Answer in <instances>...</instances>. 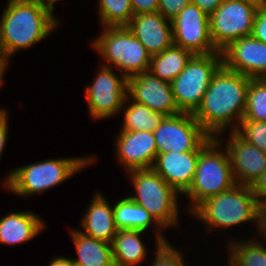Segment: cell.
Wrapping results in <instances>:
<instances>
[{
	"label": "cell",
	"instance_id": "cell-30",
	"mask_svg": "<svg viewBox=\"0 0 266 266\" xmlns=\"http://www.w3.org/2000/svg\"><path fill=\"white\" fill-rule=\"evenodd\" d=\"M169 242L156 244V255L152 266H185L182 254Z\"/></svg>",
	"mask_w": 266,
	"mask_h": 266
},
{
	"label": "cell",
	"instance_id": "cell-2",
	"mask_svg": "<svg viewBox=\"0 0 266 266\" xmlns=\"http://www.w3.org/2000/svg\"><path fill=\"white\" fill-rule=\"evenodd\" d=\"M53 10L39 0H9L0 20V55L8 59L45 39L58 25Z\"/></svg>",
	"mask_w": 266,
	"mask_h": 266
},
{
	"label": "cell",
	"instance_id": "cell-6",
	"mask_svg": "<svg viewBox=\"0 0 266 266\" xmlns=\"http://www.w3.org/2000/svg\"><path fill=\"white\" fill-rule=\"evenodd\" d=\"M219 138L213 137L199 153L193 182L183 194L192 201L190 211L193 212L203 201L228 191L236 185L230 158L225 148L222 153Z\"/></svg>",
	"mask_w": 266,
	"mask_h": 266
},
{
	"label": "cell",
	"instance_id": "cell-8",
	"mask_svg": "<svg viewBox=\"0 0 266 266\" xmlns=\"http://www.w3.org/2000/svg\"><path fill=\"white\" fill-rule=\"evenodd\" d=\"M223 65L220 51L194 55L180 74L170 83L176 104L182 113L194 114L213 75Z\"/></svg>",
	"mask_w": 266,
	"mask_h": 266
},
{
	"label": "cell",
	"instance_id": "cell-37",
	"mask_svg": "<svg viewBox=\"0 0 266 266\" xmlns=\"http://www.w3.org/2000/svg\"><path fill=\"white\" fill-rule=\"evenodd\" d=\"M259 232L266 241V203L260 206V229Z\"/></svg>",
	"mask_w": 266,
	"mask_h": 266
},
{
	"label": "cell",
	"instance_id": "cell-18",
	"mask_svg": "<svg viewBox=\"0 0 266 266\" xmlns=\"http://www.w3.org/2000/svg\"><path fill=\"white\" fill-rule=\"evenodd\" d=\"M127 27L151 56L163 52L174 44L172 23L160 12L134 15Z\"/></svg>",
	"mask_w": 266,
	"mask_h": 266
},
{
	"label": "cell",
	"instance_id": "cell-42",
	"mask_svg": "<svg viewBox=\"0 0 266 266\" xmlns=\"http://www.w3.org/2000/svg\"><path fill=\"white\" fill-rule=\"evenodd\" d=\"M73 266H84V265L77 264V263H74V262H73Z\"/></svg>",
	"mask_w": 266,
	"mask_h": 266
},
{
	"label": "cell",
	"instance_id": "cell-15",
	"mask_svg": "<svg viewBox=\"0 0 266 266\" xmlns=\"http://www.w3.org/2000/svg\"><path fill=\"white\" fill-rule=\"evenodd\" d=\"M225 148L236 184L252 186L266 171V154L231 131Z\"/></svg>",
	"mask_w": 266,
	"mask_h": 266
},
{
	"label": "cell",
	"instance_id": "cell-26",
	"mask_svg": "<svg viewBox=\"0 0 266 266\" xmlns=\"http://www.w3.org/2000/svg\"><path fill=\"white\" fill-rule=\"evenodd\" d=\"M254 240L231 241L229 266H266V246ZM231 246V247H230Z\"/></svg>",
	"mask_w": 266,
	"mask_h": 266
},
{
	"label": "cell",
	"instance_id": "cell-31",
	"mask_svg": "<svg viewBox=\"0 0 266 266\" xmlns=\"http://www.w3.org/2000/svg\"><path fill=\"white\" fill-rule=\"evenodd\" d=\"M190 2L191 0H159L158 12L171 21Z\"/></svg>",
	"mask_w": 266,
	"mask_h": 266
},
{
	"label": "cell",
	"instance_id": "cell-10",
	"mask_svg": "<svg viewBox=\"0 0 266 266\" xmlns=\"http://www.w3.org/2000/svg\"><path fill=\"white\" fill-rule=\"evenodd\" d=\"M153 134L157 154L201 150L213 138L191 113L165 116Z\"/></svg>",
	"mask_w": 266,
	"mask_h": 266
},
{
	"label": "cell",
	"instance_id": "cell-17",
	"mask_svg": "<svg viewBox=\"0 0 266 266\" xmlns=\"http://www.w3.org/2000/svg\"><path fill=\"white\" fill-rule=\"evenodd\" d=\"M200 150L157 154L153 169L179 194L191 186Z\"/></svg>",
	"mask_w": 266,
	"mask_h": 266
},
{
	"label": "cell",
	"instance_id": "cell-35",
	"mask_svg": "<svg viewBox=\"0 0 266 266\" xmlns=\"http://www.w3.org/2000/svg\"><path fill=\"white\" fill-rule=\"evenodd\" d=\"M7 111L3 108L0 109V158L7 143L8 135V117Z\"/></svg>",
	"mask_w": 266,
	"mask_h": 266
},
{
	"label": "cell",
	"instance_id": "cell-14",
	"mask_svg": "<svg viewBox=\"0 0 266 266\" xmlns=\"http://www.w3.org/2000/svg\"><path fill=\"white\" fill-rule=\"evenodd\" d=\"M223 66L250 78L266 77V43L252 36L231 42L221 51Z\"/></svg>",
	"mask_w": 266,
	"mask_h": 266
},
{
	"label": "cell",
	"instance_id": "cell-39",
	"mask_svg": "<svg viewBox=\"0 0 266 266\" xmlns=\"http://www.w3.org/2000/svg\"><path fill=\"white\" fill-rule=\"evenodd\" d=\"M8 60L9 59H5L2 56L0 57V85H2V81H3L2 77H3L5 70L7 69Z\"/></svg>",
	"mask_w": 266,
	"mask_h": 266
},
{
	"label": "cell",
	"instance_id": "cell-4",
	"mask_svg": "<svg viewBox=\"0 0 266 266\" xmlns=\"http://www.w3.org/2000/svg\"><path fill=\"white\" fill-rule=\"evenodd\" d=\"M260 206L251 186L236 184L228 191L206 199L191 214L205 223L208 229L221 227L223 230L254 220L259 231Z\"/></svg>",
	"mask_w": 266,
	"mask_h": 266
},
{
	"label": "cell",
	"instance_id": "cell-38",
	"mask_svg": "<svg viewBox=\"0 0 266 266\" xmlns=\"http://www.w3.org/2000/svg\"><path fill=\"white\" fill-rule=\"evenodd\" d=\"M49 266H73L72 258L55 257Z\"/></svg>",
	"mask_w": 266,
	"mask_h": 266
},
{
	"label": "cell",
	"instance_id": "cell-25",
	"mask_svg": "<svg viewBox=\"0 0 266 266\" xmlns=\"http://www.w3.org/2000/svg\"><path fill=\"white\" fill-rule=\"evenodd\" d=\"M131 102L124 111L121 131H148L153 133L165 116L152 111L144 104L133 100Z\"/></svg>",
	"mask_w": 266,
	"mask_h": 266
},
{
	"label": "cell",
	"instance_id": "cell-3",
	"mask_svg": "<svg viewBox=\"0 0 266 266\" xmlns=\"http://www.w3.org/2000/svg\"><path fill=\"white\" fill-rule=\"evenodd\" d=\"M136 195L129 196L134 202L146 209L158 227L154 231L156 243L167 242L162 228L178 225V192L172 188L153 168L128 171Z\"/></svg>",
	"mask_w": 266,
	"mask_h": 266
},
{
	"label": "cell",
	"instance_id": "cell-1",
	"mask_svg": "<svg viewBox=\"0 0 266 266\" xmlns=\"http://www.w3.org/2000/svg\"><path fill=\"white\" fill-rule=\"evenodd\" d=\"M250 77L231 71L223 65L213 75L202 103L193 114L201 127L211 136L230 127L235 131L244 117ZM233 121H238L236 125Z\"/></svg>",
	"mask_w": 266,
	"mask_h": 266
},
{
	"label": "cell",
	"instance_id": "cell-40",
	"mask_svg": "<svg viewBox=\"0 0 266 266\" xmlns=\"http://www.w3.org/2000/svg\"><path fill=\"white\" fill-rule=\"evenodd\" d=\"M39 1H43L45 3H48V4L52 5V6H54L53 3L56 2V0H39Z\"/></svg>",
	"mask_w": 266,
	"mask_h": 266
},
{
	"label": "cell",
	"instance_id": "cell-11",
	"mask_svg": "<svg viewBox=\"0 0 266 266\" xmlns=\"http://www.w3.org/2000/svg\"><path fill=\"white\" fill-rule=\"evenodd\" d=\"M93 83L86 87V100L93 119L115 115L126 104L128 78L116 75L109 65H103Z\"/></svg>",
	"mask_w": 266,
	"mask_h": 266
},
{
	"label": "cell",
	"instance_id": "cell-9",
	"mask_svg": "<svg viewBox=\"0 0 266 266\" xmlns=\"http://www.w3.org/2000/svg\"><path fill=\"white\" fill-rule=\"evenodd\" d=\"M259 4L248 0H224L209 16L210 36L218 51L252 34Z\"/></svg>",
	"mask_w": 266,
	"mask_h": 266
},
{
	"label": "cell",
	"instance_id": "cell-22",
	"mask_svg": "<svg viewBox=\"0 0 266 266\" xmlns=\"http://www.w3.org/2000/svg\"><path fill=\"white\" fill-rule=\"evenodd\" d=\"M143 230L118 229L111 246L115 266H134L147 256L140 235Z\"/></svg>",
	"mask_w": 266,
	"mask_h": 266
},
{
	"label": "cell",
	"instance_id": "cell-34",
	"mask_svg": "<svg viewBox=\"0 0 266 266\" xmlns=\"http://www.w3.org/2000/svg\"><path fill=\"white\" fill-rule=\"evenodd\" d=\"M253 194L260 205L266 203V171L251 186Z\"/></svg>",
	"mask_w": 266,
	"mask_h": 266
},
{
	"label": "cell",
	"instance_id": "cell-13",
	"mask_svg": "<svg viewBox=\"0 0 266 266\" xmlns=\"http://www.w3.org/2000/svg\"><path fill=\"white\" fill-rule=\"evenodd\" d=\"M127 98L164 116L182 113L176 104L171 84L148 71L128 77Z\"/></svg>",
	"mask_w": 266,
	"mask_h": 266
},
{
	"label": "cell",
	"instance_id": "cell-41",
	"mask_svg": "<svg viewBox=\"0 0 266 266\" xmlns=\"http://www.w3.org/2000/svg\"><path fill=\"white\" fill-rule=\"evenodd\" d=\"M256 3H258V4L266 3V0H256Z\"/></svg>",
	"mask_w": 266,
	"mask_h": 266
},
{
	"label": "cell",
	"instance_id": "cell-20",
	"mask_svg": "<svg viewBox=\"0 0 266 266\" xmlns=\"http://www.w3.org/2000/svg\"><path fill=\"white\" fill-rule=\"evenodd\" d=\"M43 228V221L35 213H9L0 219V243L11 246L30 241Z\"/></svg>",
	"mask_w": 266,
	"mask_h": 266
},
{
	"label": "cell",
	"instance_id": "cell-5",
	"mask_svg": "<svg viewBox=\"0 0 266 266\" xmlns=\"http://www.w3.org/2000/svg\"><path fill=\"white\" fill-rule=\"evenodd\" d=\"M95 159L57 158L36 162L13 169L7 175L4 185L14 194L30 196L65 182Z\"/></svg>",
	"mask_w": 266,
	"mask_h": 266
},
{
	"label": "cell",
	"instance_id": "cell-12",
	"mask_svg": "<svg viewBox=\"0 0 266 266\" xmlns=\"http://www.w3.org/2000/svg\"><path fill=\"white\" fill-rule=\"evenodd\" d=\"M171 23L174 45L194 55L218 52L210 36L209 16L194 3L185 6Z\"/></svg>",
	"mask_w": 266,
	"mask_h": 266
},
{
	"label": "cell",
	"instance_id": "cell-33",
	"mask_svg": "<svg viewBox=\"0 0 266 266\" xmlns=\"http://www.w3.org/2000/svg\"><path fill=\"white\" fill-rule=\"evenodd\" d=\"M133 14L158 12L159 0H130Z\"/></svg>",
	"mask_w": 266,
	"mask_h": 266
},
{
	"label": "cell",
	"instance_id": "cell-29",
	"mask_svg": "<svg viewBox=\"0 0 266 266\" xmlns=\"http://www.w3.org/2000/svg\"><path fill=\"white\" fill-rule=\"evenodd\" d=\"M235 132L266 154V122L242 119Z\"/></svg>",
	"mask_w": 266,
	"mask_h": 266
},
{
	"label": "cell",
	"instance_id": "cell-21",
	"mask_svg": "<svg viewBox=\"0 0 266 266\" xmlns=\"http://www.w3.org/2000/svg\"><path fill=\"white\" fill-rule=\"evenodd\" d=\"M70 232L78 255V259L72 258L74 263L84 266H115L110 243L89 237L79 230Z\"/></svg>",
	"mask_w": 266,
	"mask_h": 266
},
{
	"label": "cell",
	"instance_id": "cell-24",
	"mask_svg": "<svg viewBox=\"0 0 266 266\" xmlns=\"http://www.w3.org/2000/svg\"><path fill=\"white\" fill-rule=\"evenodd\" d=\"M115 225L118 229L146 231L155 221L151 214L129 197L122 198L113 206Z\"/></svg>",
	"mask_w": 266,
	"mask_h": 266
},
{
	"label": "cell",
	"instance_id": "cell-7",
	"mask_svg": "<svg viewBox=\"0 0 266 266\" xmlns=\"http://www.w3.org/2000/svg\"><path fill=\"white\" fill-rule=\"evenodd\" d=\"M103 28L92 45L104 60L127 78L149 70L152 56L127 26Z\"/></svg>",
	"mask_w": 266,
	"mask_h": 266
},
{
	"label": "cell",
	"instance_id": "cell-36",
	"mask_svg": "<svg viewBox=\"0 0 266 266\" xmlns=\"http://www.w3.org/2000/svg\"><path fill=\"white\" fill-rule=\"evenodd\" d=\"M224 0H191L203 12L210 16Z\"/></svg>",
	"mask_w": 266,
	"mask_h": 266
},
{
	"label": "cell",
	"instance_id": "cell-28",
	"mask_svg": "<svg viewBox=\"0 0 266 266\" xmlns=\"http://www.w3.org/2000/svg\"><path fill=\"white\" fill-rule=\"evenodd\" d=\"M243 120L266 122V78H251Z\"/></svg>",
	"mask_w": 266,
	"mask_h": 266
},
{
	"label": "cell",
	"instance_id": "cell-19",
	"mask_svg": "<svg viewBox=\"0 0 266 266\" xmlns=\"http://www.w3.org/2000/svg\"><path fill=\"white\" fill-rule=\"evenodd\" d=\"M83 234L107 243L112 242L118 228L115 225L114 211L103 195L96 193L82 220Z\"/></svg>",
	"mask_w": 266,
	"mask_h": 266
},
{
	"label": "cell",
	"instance_id": "cell-32",
	"mask_svg": "<svg viewBox=\"0 0 266 266\" xmlns=\"http://www.w3.org/2000/svg\"><path fill=\"white\" fill-rule=\"evenodd\" d=\"M251 36L266 43V3L259 4L257 8Z\"/></svg>",
	"mask_w": 266,
	"mask_h": 266
},
{
	"label": "cell",
	"instance_id": "cell-23",
	"mask_svg": "<svg viewBox=\"0 0 266 266\" xmlns=\"http://www.w3.org/2000/svg\"><path fill=\"white\" fill-rule=\"evenodd\" d=\"M193 56L189 50L173 44L163 52L152 55L148 72L171 83Z\"/></svg>",
	"mask_w": 266,
	"mask_h": 266
},
{
	"label": "cell",
	"instance_id": "cell-16",
	"mask_svg": "<svg viewBox=\"0 0 266 266\" xmlns=\"http://www.w3.org/2000/svg\"><path fill=\"white\" fill-rule=\"evenodd\" d=\"M118 161L127 171L150 169L157 156L155 137L148 131H120L116 138Z\"/></svg>",
	"mask_w": 266,
	"mask_h": 266
},
{
	"label": "cell",
	"instance_id": "cell-27",
	"mask_svg": "<svg viewBox=\"0 0 266 266\" xmlns=\"http://www.w3.org/2000/svg\"><path fill=\"white\" fill-rule=\"evenodd\" d=\"M99 17L104 27L127 26L134 16L130 0H99Z\"/></svg>",
	"mask_w": 266,
	"mask_h": 266
}]
</instances>
